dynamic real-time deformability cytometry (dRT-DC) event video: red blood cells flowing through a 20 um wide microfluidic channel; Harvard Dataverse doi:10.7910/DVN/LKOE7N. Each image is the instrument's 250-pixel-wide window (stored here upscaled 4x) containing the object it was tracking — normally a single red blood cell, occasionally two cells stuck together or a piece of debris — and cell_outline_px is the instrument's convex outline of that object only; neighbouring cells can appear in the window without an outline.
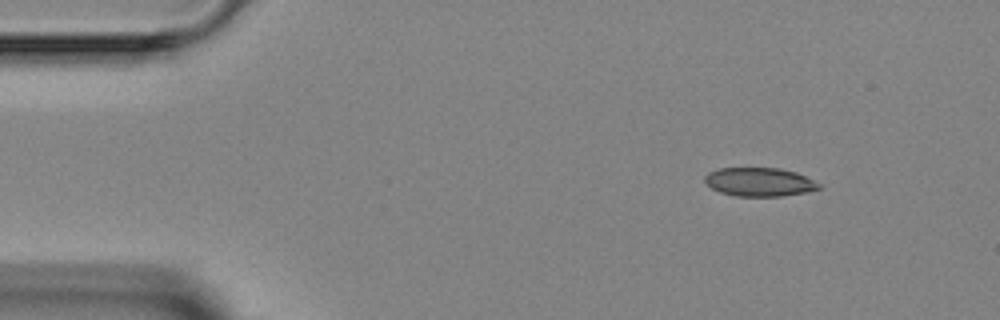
{"species": "Egyptian fruit bat (a non-hibernating species)", "species_latin": "Rousettus aegyptiacus", "temperature_condition": "room temperature", "stored_images_in_passage": 5, "segment_of_instrument_passage": [2, 2], "camera_frame_rate_fps": 3000, "um_per_image_px": 0.085, "animal": {"sex": "female"}, "frame": {"image": 1, "passage_image": 5, "time_ms": 5.333, "image_size_px": [1000, 320], "cell_outline_px": [[820, 188], [808, 192], [780, 196], [736, 196], [720, 192], [712, 188], [704, 180], [704, 176], [708, 172], [720, 168], [780, 168], [796, 172], [820, 184]], "centroid_in_image_um": [64.54, 15.46], "position_along_channel_um": 20.5, "area_um2": 18.96}}